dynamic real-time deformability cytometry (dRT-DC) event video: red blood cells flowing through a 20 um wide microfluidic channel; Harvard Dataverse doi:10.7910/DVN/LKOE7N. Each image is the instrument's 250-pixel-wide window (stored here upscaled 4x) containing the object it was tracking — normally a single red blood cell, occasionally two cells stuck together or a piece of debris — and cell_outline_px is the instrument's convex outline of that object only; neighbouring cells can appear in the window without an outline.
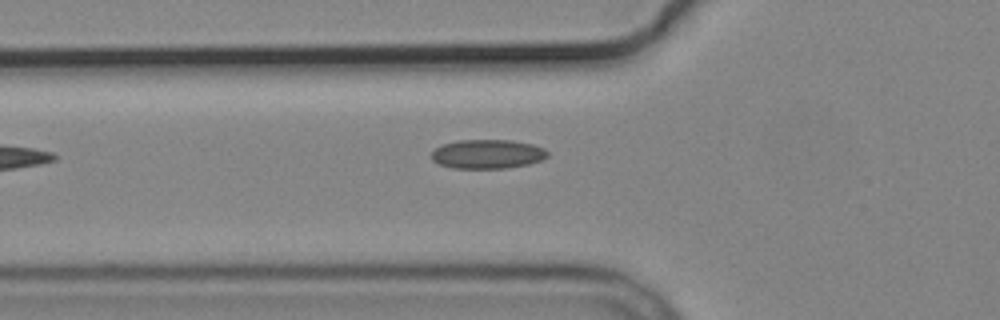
{"species": "common noctule bat (a hibernating species)", "species_latin": "Nyctalus noctula", "temperature_condition": "cold", "stored_images_in_passage": 4, "camera_frame_rate_fps": 3000, "um_per_image_px": 0.085, "animal": {"sex": "male", "body_mass_g": 19.2, "forearm_length_mm": 51.8}, "frame": {"image": 1, "passage_image": 4, "time_ms": 4.333, "image_size_px": [1000, 320], "cell_outline_px": [[548, 156], [540, 160], [528, 164], [508, 168], [452, 168], [440, 164], [432, 160], [432, 152], [436, 148], [444, 144], [460, 140], [512, 140], [532, 144], [544, 148], [548, 152]], "centroid_in_image_um": [41.45, 13.09], "position_along_channel_um": 84.3, "area_um2": 19.59}}